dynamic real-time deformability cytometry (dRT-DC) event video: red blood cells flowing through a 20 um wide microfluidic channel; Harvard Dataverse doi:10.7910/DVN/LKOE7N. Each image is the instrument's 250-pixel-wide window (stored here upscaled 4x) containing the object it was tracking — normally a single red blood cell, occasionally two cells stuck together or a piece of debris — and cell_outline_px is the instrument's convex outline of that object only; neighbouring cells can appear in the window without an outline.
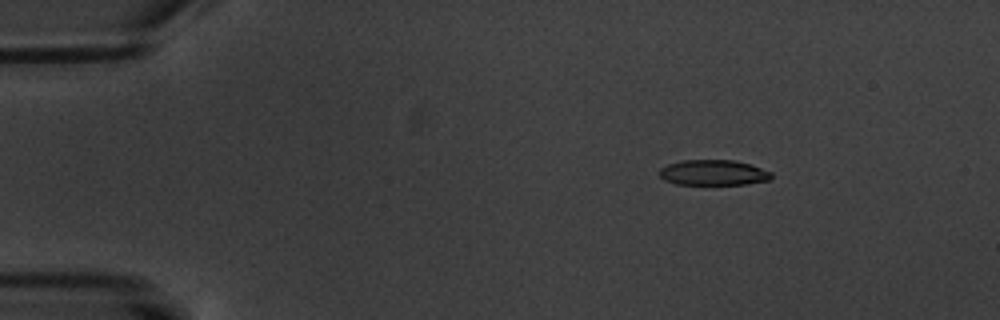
{"species": "common noctule bat (a hibernating species)", "species_latin": "Nyctalus noctula", "temperature_condition": "warm", "stored_images_in_passage": 9, "camera_frame_rate_fps": 3000, "um_per_image_px": 0.085, "animal": {"sex": "male", "body_mass_g": 20.1, "forearm_length_mm": 53.5}, "frame": {"image": 1, "passage_image": 3, "time_ms": 2.333, "image_size_px": [1000, 320], "cell_outline_px": [[772, 180], [748, 184], [676, 184], [664, 180], [660, 176], [660, 168], [668, 164], [684, 160], [736, 160], [752, 164], [772, 172]], "centroid_in_image_um": [60.69, 14.67], "position_along_channel_um": 24.3, "area_um2": 16.76}}
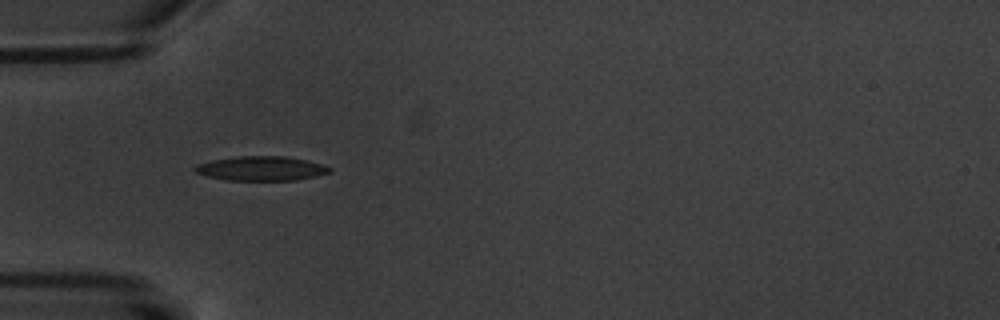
{"frame": {"image": 2, "passage_image": 6, "time_ms": 5.667, "image_size_px": [1000, 320], "cell_outline_px": [[332, 172], [316, 176], [296, 180], [224, 180], [208, 176], [196, 172], [192, 168], [196, 164], [212, 160], [236, 156], [284, 156], [304, 160], [320, 164], [332, 168]], "centroid_in_image_um": [22.18, 14.32], "position_along_channel_um": 62.8, "area_um2": 19.07}}